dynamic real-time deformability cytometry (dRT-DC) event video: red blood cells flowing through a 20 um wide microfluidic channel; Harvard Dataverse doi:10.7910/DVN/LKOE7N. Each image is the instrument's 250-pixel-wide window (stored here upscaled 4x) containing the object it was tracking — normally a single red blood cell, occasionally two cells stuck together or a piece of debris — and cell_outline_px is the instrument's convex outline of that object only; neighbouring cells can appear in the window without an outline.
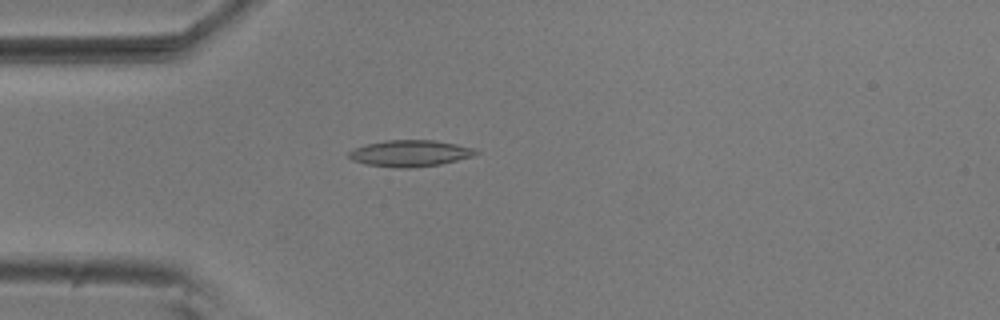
{"species": "common noctule bat (a hibernating species)", "species_latin": "Nyctalus noctula", "temperature_condition": "room temperature", "stored_images_in_passage": 5, "camera_frame_rate_fps": 3000, "um_per_image_px": 0.085, "animal": {"sex": "male", "body_mass_g": 20.5, "forearm_length_mm": 52.5}, "frame": {"image": 1, "passage_image": 4, "time_ms": 1.0, "image_size_px": [1000, 320], "cell_outline_px": [[480, 152], [472, 156], [440, 164], [412, 168], [400, 168], [364, 164], [352, 160], [348, 156], [348, 152], [352, 148], [364, 144], [384, 140], [432, 140], [456, 144], [476, 148]], "centroid_in_image_um": [34.81, 13.02], "position_along_channel_um": 50.2, "area_um2": 19.71}}